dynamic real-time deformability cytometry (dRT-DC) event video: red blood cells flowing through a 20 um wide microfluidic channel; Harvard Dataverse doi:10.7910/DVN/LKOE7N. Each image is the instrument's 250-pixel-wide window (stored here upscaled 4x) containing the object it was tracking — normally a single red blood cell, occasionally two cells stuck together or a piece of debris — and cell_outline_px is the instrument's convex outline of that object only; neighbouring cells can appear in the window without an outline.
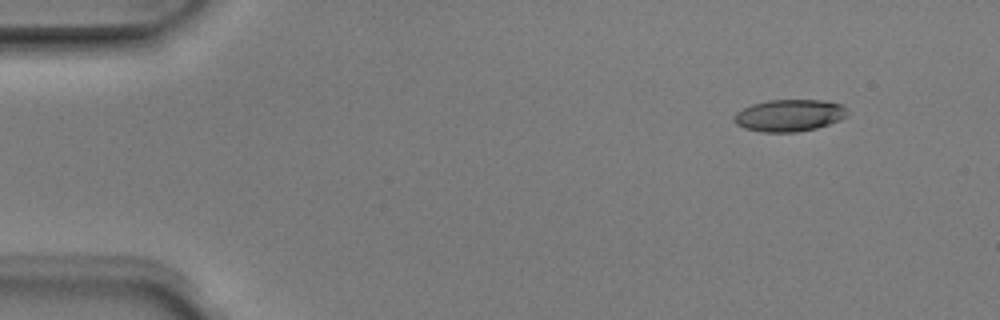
{"species": "Egyptian fruit bat (a non-hibernating species)", "species_latin": "Rousettus aegyptiacus", "temperature_condition": "room temperature", "stored_images_in_passage": 4, "camera_frame_rate_fps": 3000, "um_per_image_px": 0.085, "animal": {"sex": "male"}, "frame": {"image": 1, "passage_image": 1, "time_ms": 0.0, "image_size_px": [1000, 320], "cell_outline_px": [[848, 116], [840, 120], [816, 128], [796, 132], [760, 132], [744, 128], [736, 124], [732, 120], [732, 116], [736, 112], [752, 104], [768, 100], [824, 100], [844, 104], [848, 112]], "centroid_in_image_um": [67.09, 9.8], "position_along_channel_um": 17.9, "area_um2": 21.39}}
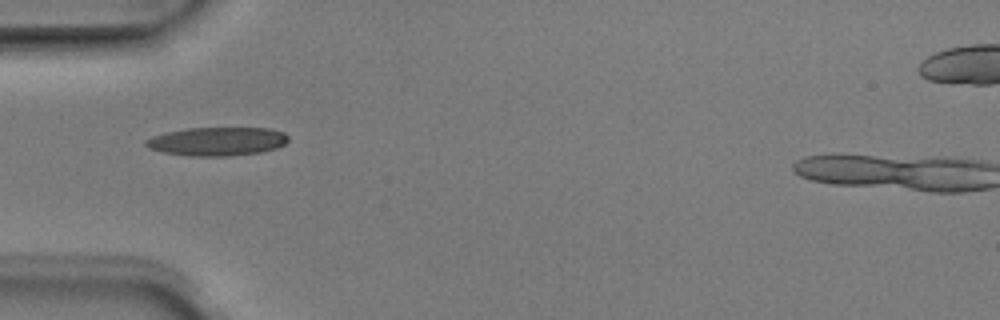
{"frame": {"image": 2, "passage_image": 4, "time_ms": 1.0, "image_size_px": [1000, 320], "cell_outline_px": [[288, 140], [284, 144], [276, 148], [260, 152], [228, 156], [188, 156], [164, 152], [148, 148], [144, 144], [144, 140], [152, 136], [168, 132], [188, 128], [272, 128], [284, 132], [288, 136]], "centroid_in_image_um": [18.46, 12.01], "position_along_channel_um": 66.5, "area_um2": 23.76}}